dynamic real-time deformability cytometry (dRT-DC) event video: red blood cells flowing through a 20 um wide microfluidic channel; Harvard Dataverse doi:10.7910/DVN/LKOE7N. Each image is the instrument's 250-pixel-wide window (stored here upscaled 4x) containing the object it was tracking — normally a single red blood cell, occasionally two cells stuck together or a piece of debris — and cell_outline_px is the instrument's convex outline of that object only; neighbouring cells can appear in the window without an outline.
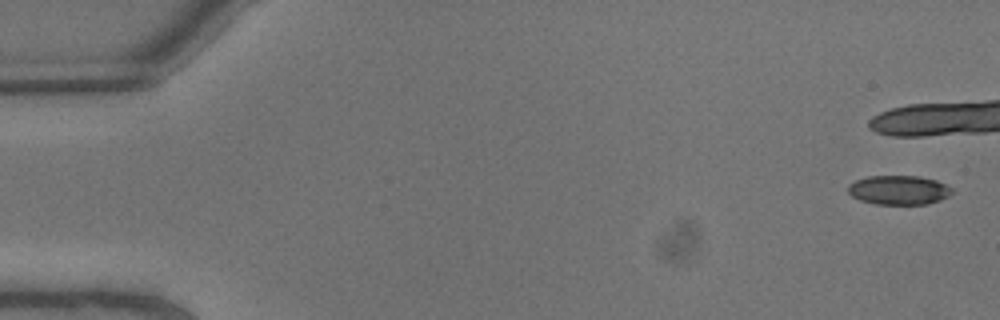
{"species": "common noctule bat (a hibernating species)", "species_latin": "Nyctalus noctula", "temperature_condition": "warm", "stored_images_in_passage": 14, "camera_frame_rate_fps": 3000, "um_per_image_px": 0.085, "animal": {"sex": "male", "body_mass_g": 13.3}, "frame": {"image": 1, "passage_image": 1, "time_ms": 0.0, "image_size_px": [1000, 320], "cell_outline_px": [[952, 192], [948, 196], [940, 200], [928, 204], [876, 204], [860, 200], [852, 196], [848, 192], [848, 184], [856, 180], [868, 176], [920, 176], [936, 180], [952, 188]], "centroid_in_image_um": [76.39, 16.15], "position_along_channel_um": 8.6, "area_um2": 17.69}}